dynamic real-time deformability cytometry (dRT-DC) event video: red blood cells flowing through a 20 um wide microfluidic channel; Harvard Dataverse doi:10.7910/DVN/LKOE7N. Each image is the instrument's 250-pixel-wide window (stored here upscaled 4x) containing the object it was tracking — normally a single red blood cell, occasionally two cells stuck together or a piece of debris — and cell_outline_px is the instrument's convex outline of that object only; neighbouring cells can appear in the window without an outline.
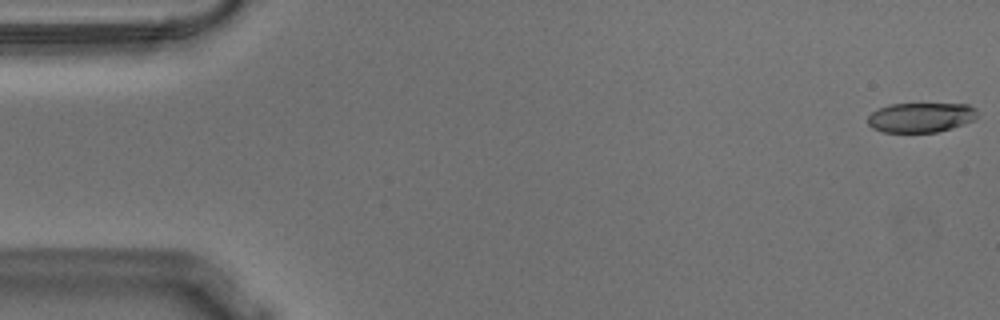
{"species": "Egyptian fruit bat (a non-hibernating species)", "species_latin": "Rousettus aegyptiacus", "temperature_condition": "warm", "stored_images_in_passage": 21, "camera_frame_rate_fps": 3000, "um_per_image_px": 0.085, "animal": {"sex": "male"}, "frame": {"image": 1, "passage_image": 1, "time_ms": 0.0, "image_size_px": [1000, 320], "cell_outline_px": [[976, 116], [972, 120], [964, 124], [952, 128], [936, 132], [884, 132], [872, 128], [868, 124], [868, 116], [872, 112], [888, 104], [968, 104], [976, 108]], "centroid_in_image_um": [78.25, 9.98], "position_along_channel_um": 6.7, "area_um2": 18.9}}
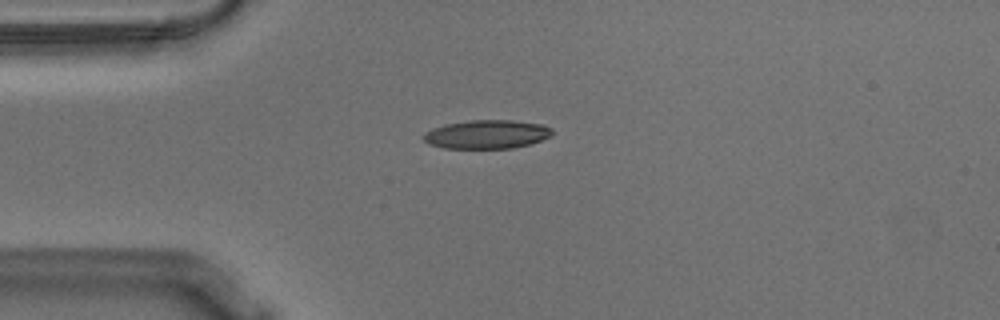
{"frame": {"image": 2, "passage_image": 14, "time_ms": 4.333, "image_size_px": [1000, 320], "cell_outline_px": [[552, 136], [532, 144], [512, 148], [444, 148], [428, 144], [424, 140], [424, 136], [428, 132], [444, 124], [472, 120], [512, 120], [544, 124], [552, 128]], "centroid_in_image_um": [41.46, 11.42], "position_along_channel_um": 43.5, "area_um2": 21.5}}
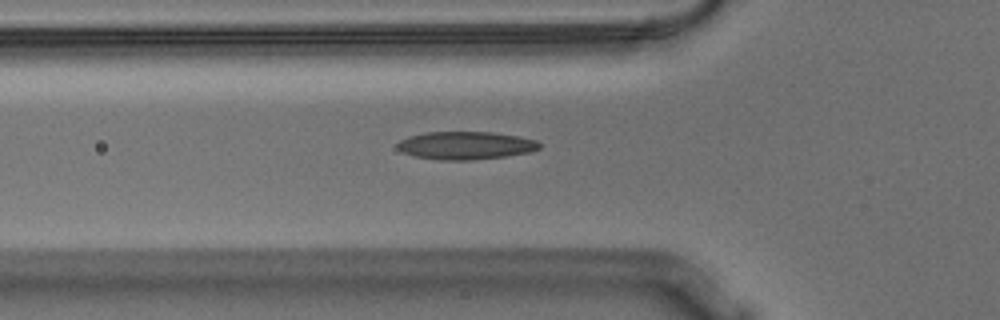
{"frame": {"image": 3, "passage_image": 19, "time_ms": 6.0, "image_size_px": [1000, 320], "cell_outline_px": [[540, 148], [532, 152], [504, 156], [468, 160], [440, 160], [412, 156], [396, 148], [396, 144], [400, 140], [408, 136], [424, 132], [492, 132], [520, 136], [536, 140], [540, 144]], "centroid_in_image_um": [39.56, 12.36], "position_along_channel_um": 86.2, "area_um2": 23.24}}